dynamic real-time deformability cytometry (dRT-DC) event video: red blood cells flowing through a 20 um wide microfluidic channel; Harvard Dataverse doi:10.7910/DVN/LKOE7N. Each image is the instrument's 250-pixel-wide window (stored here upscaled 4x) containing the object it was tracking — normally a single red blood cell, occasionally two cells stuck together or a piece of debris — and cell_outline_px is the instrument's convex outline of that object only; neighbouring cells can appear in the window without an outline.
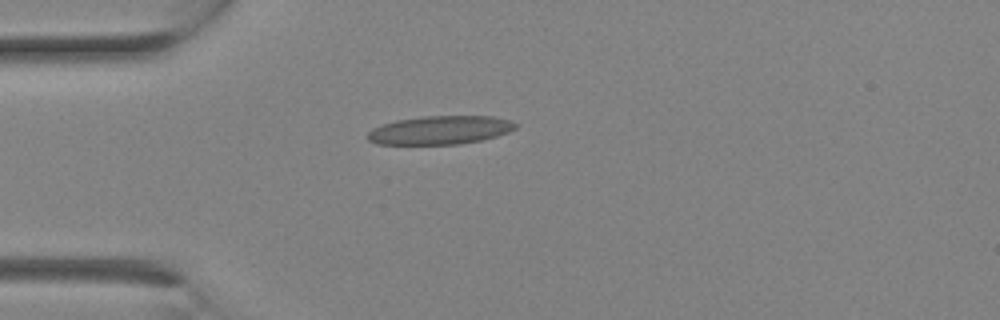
{"species": "Egyptian fruit bat (a non-hibernating species)", "species_latin": "Rousettus aegyptiacus", "temperature_condition": "room temperature", "stored_images_in_passage": 5, "camera_frame_rate_fps": 3000, "um_per_image_px": 0.085, "animal": {"sex": "female"}, "frame": {"image": 1, "passage_image": 1, "time_ms": 0.0, "image_size_px": [1000, 320], "cell_outline_px": [[516, 128], [508, 132], [484, 140], [460, 144], [376, 144], [368, 140], [368, 132], [372, 128], [396, 120], [424, 116], [492, 116], [512, 120], [516, 124]], "centroid_in_image_um": [37.43, 11.06], "position_along_channel_um": 47.6, "area_um2": 24.62}}
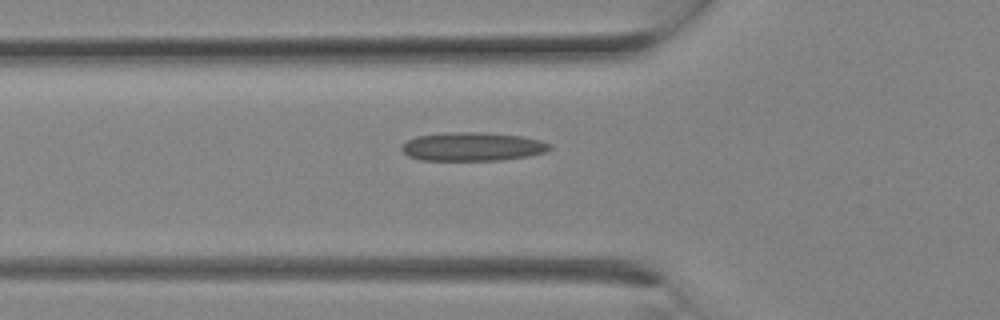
{"frame": {"image": 2, "passage_image": 3, "time_ms": 0.667, "image_size_px": [1000, 320], "cell_outline_px": [[552, 148], [544, 152], [528, 156], [500, 160], [420, 160], [408, 156], [400, 148], [408, 140], [416, 136], [448, 132], [480, 132], [524, 136], [540, 140], [552, 144]], "centroid_in_image_um": [40.18, 12.46], "position_along_channel_um": 85.6, "area_um2": 24.74}}
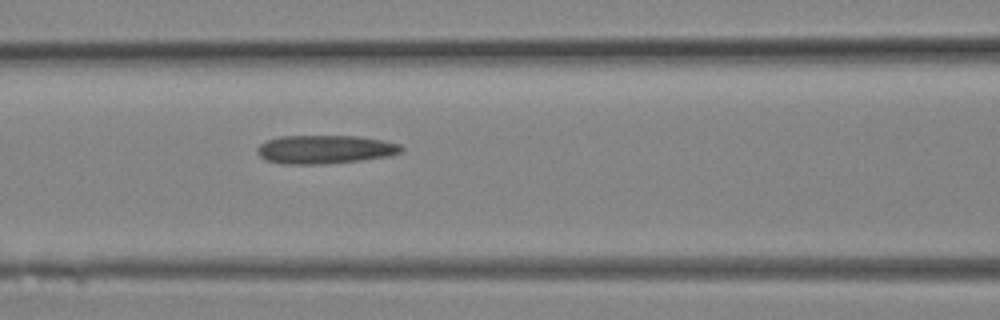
{"frame": {"image": 3, "passage_image": 5, "time_ms": 1.333, "image_size_px": [1000, 320], "cell_outline_px": [[404, 152], [388, 156], [360, 160], [320, 164], [284, 164], [268, 160], [260, 156], [256, 152], [256, 148], [260, 144], [268, 140], [280, 136], [360, 136], [400, 144], [404, 148]], "centroid_in_image_um": [27.63, 12.69], "position_along_channel_um": 139.0, "area_um2": 23.87}}